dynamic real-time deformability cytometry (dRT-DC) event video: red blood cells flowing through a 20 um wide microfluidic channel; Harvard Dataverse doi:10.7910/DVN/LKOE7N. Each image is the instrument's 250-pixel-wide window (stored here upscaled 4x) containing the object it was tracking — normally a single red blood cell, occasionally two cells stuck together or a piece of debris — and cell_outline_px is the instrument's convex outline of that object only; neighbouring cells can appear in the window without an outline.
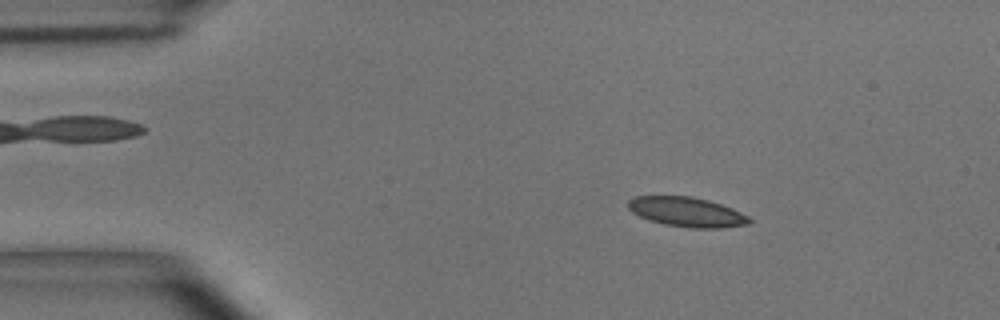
{"species": "common noctule bat (a hibernating species)", "species_latin": "Nyctalus noctula", "temperature_condition": "room temperature", "stored_images_in_passage": 52, "camera_frame_rate_fps": 3000, "um_per_image_px": 0.085, "animal": {"sex": "male", "body_mass_g": 15.6}, "frame": {"image": 1, "passage_image": 8, "time_ms": 2.333, "image_size_px": [1000, 320], "cell_outline_px": [[752, 220], [748, 224], [720, 228], [688, 228], [664, 224], [640, 216], [632, 212], [628, 208], [628, 200], [636, 196], [692, 196], [708, 200], [732, 208], [748, 216]], "centroid_in_image_um": [58.38, 18.01], "position_along_channel_um": 26.6, "area_um2": 20.81}}
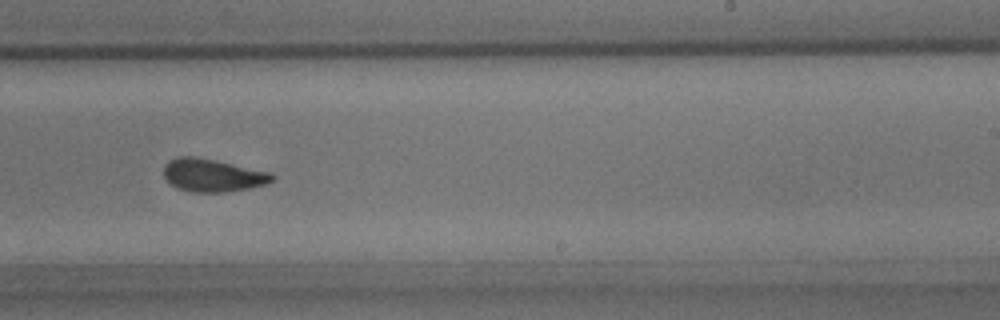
{"frame": {"image": 2, "passage_image": 33, "time_ms": 10.667, "image_size_px": [1000, 320], "cell_outline_px": [[276, 176], [268, 184], [248, 188], [224, 192], [192, 192], [176, 188], [168, 184], [164, 176], [164, 164], [168, 160], [180, 156], [192, 156], [216, 160], [272, 172]], "centroid_in_image_um": [18.06, 14.9], "position_along_channel_um": 270.9, "area_um2": 21.04}}
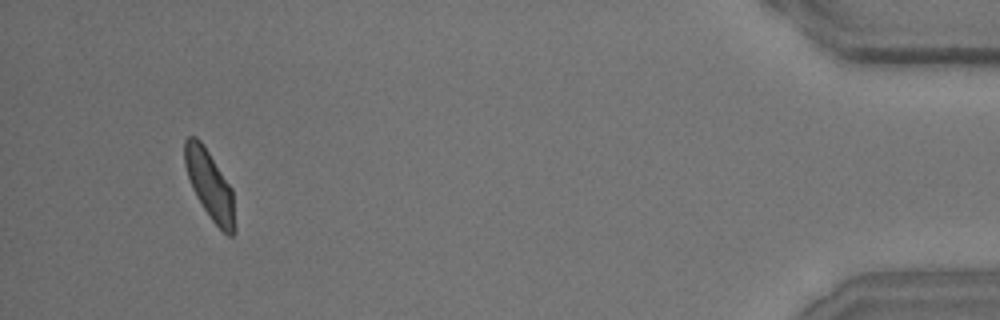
{"frame": {"image": 3, "passage_image": 51, "time_ms": 16.667, "image_size_px": [1000, 320], "cell_outline_px": [[236, 232], [232, 236], [228, 236], [212, 220], [196, 196], [192, 188], [184, 164], [184, 140], [188, 136], [196, 136], [200, 140], [232, 188], [236, 228]], "centroid_in_image_um": [17.83, 15.73], "position_along_channel_um": 417.4, "area_um2": 19.94}}